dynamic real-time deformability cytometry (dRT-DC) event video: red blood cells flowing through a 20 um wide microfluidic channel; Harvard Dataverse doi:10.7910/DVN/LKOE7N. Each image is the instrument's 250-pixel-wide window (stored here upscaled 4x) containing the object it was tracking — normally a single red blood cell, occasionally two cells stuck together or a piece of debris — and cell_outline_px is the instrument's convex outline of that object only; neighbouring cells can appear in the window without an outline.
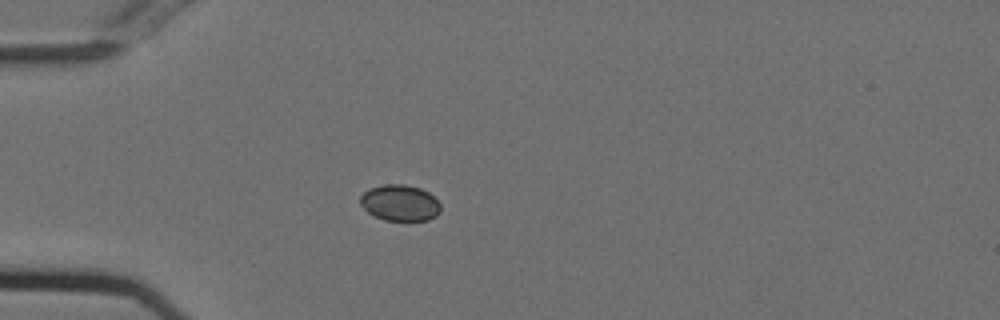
{"species": "Egyptian fruit bat (a non-hibernating species)", "species_latin": "Rousettus aegyptiacus", "temperature_condition": "cold", "stored_images_in_passage": 40, "camera_frame_rate_fps": 3000, "um_per_image_px": 0.085, "animal": {"sex": "female"}, "frame": {"image": 1, "passage_image": 1, "time_ms": 0.0, "image_size_px": [1000, 320], "cell_outline_px": [[440, 212], [436, 216], [428, 220], [384, 220], [372, 216], [360, 204], [360, 196], [368, 188], [384, 184], [404, 184], [420, 188], [428, 192], [440, 204]], "centroid_in_image_um": [33.97, 17.24], "position_along_channel_um": 51.0, "area_um2": 16.99}}
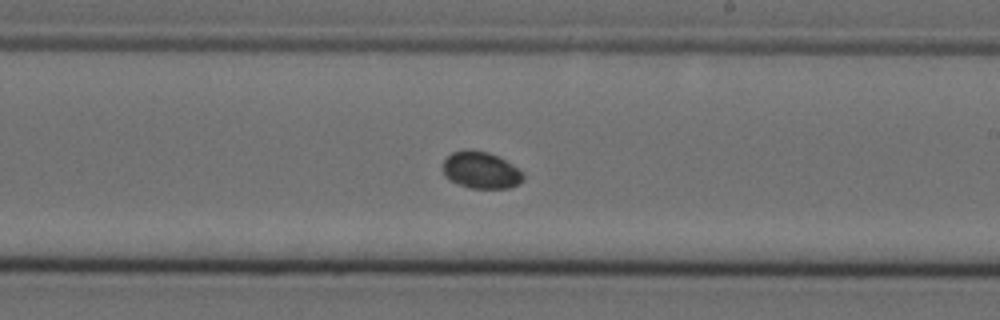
{"frame": {"image": 2, "passage_image": 18, "time_ms": 5.667, "image_size_px": [1000, 320], "cell_outline_px": [[524, 180], [520, 184], [508, 188], [468, 188], [448, 180], [444, 176], [444, 160], [452, 152], [464, 148], [468, 148], [488, 152], [512, 164], [524, 172]], "centroid_in_image_um": [40.88, 14.46], "position_along_channel_um": 248.1, "area_um2": 17.51}}
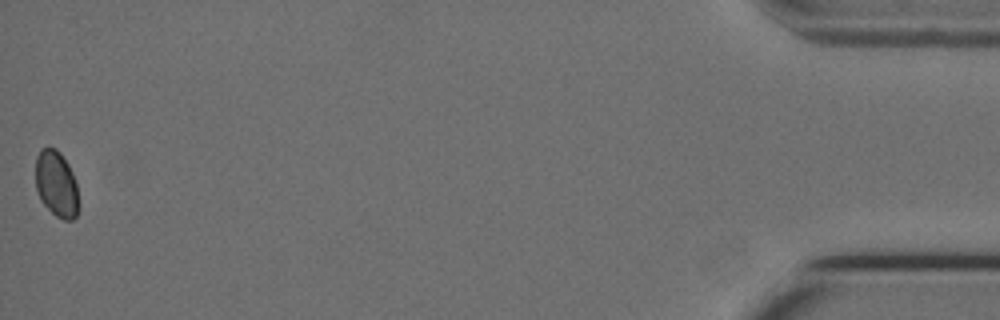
{"frame": {"image": 3, "passage_image": 40, "time_ms": 13.0, "image_size_px": [1000, 320], "cell_outline_px": [[80, 208], [76, 216], [72, 220], [64, 220], [56, 216], [40, 200], [36, 188], [36, 156], [40, 148], [48, 144], [56, 148], [60, 152], [68, 164], [72, 172], [76, 184], [80, 204]], "centroid_in_image_um": [4.8, 15.61], "position_along_channel_um": 430.4, "area_um2": 17.05}}